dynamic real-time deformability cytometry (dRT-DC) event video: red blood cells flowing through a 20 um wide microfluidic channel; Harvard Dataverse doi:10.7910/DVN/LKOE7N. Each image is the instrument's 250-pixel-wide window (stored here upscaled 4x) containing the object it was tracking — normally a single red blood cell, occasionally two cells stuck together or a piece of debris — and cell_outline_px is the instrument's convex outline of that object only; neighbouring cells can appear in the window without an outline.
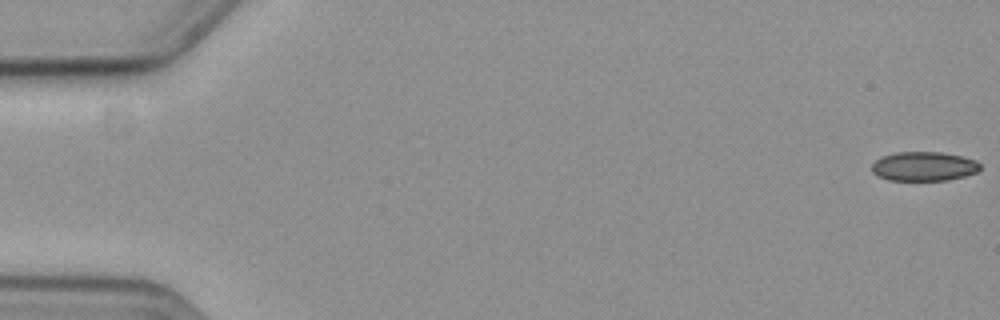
{"species": "common noctule bat (a hibernating species)", "species_latin": "Nyctalus noctula", "temperature_condition": "cold", "stored_images_in_passage": 26, "camera_frame_rate_fps": 3000, "um_per_image_px": 0.085, "animal": {"sex": "female", "body_mass_g": 19.3, "forearm_length_mm": 54.1}, "frame": {"image": 1, "passage_image": 1, "time_ms": 0.0, "image_size_px": [1000, 320], "cell_outline_px": [[980, 168], [976, 172], [964, 176], [948, 180], [888, 180], [872, 172], [872, 164], [876, 160], [884, 156], [896, 152], [944, 152], [976, 160], [980, 164]], "centroid_in_image_um": [78.54, 14.13], "position_along_channel_um": 6.5, "area_um2": 18.32}}
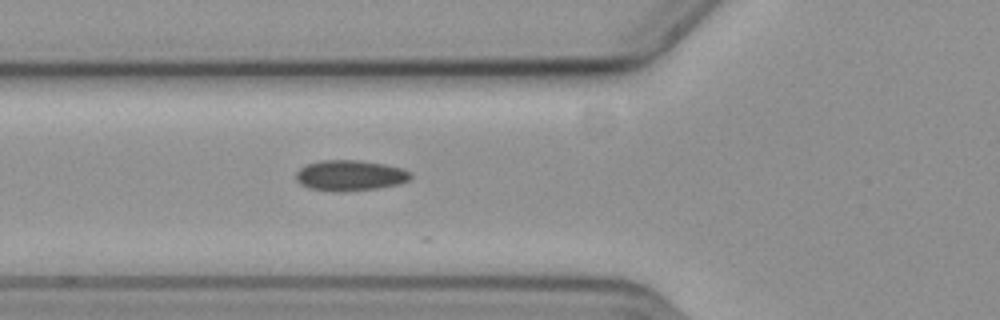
{"frame": {"image": 2, "passage_image": 22, "time_ms": 7.0, "image_size_px": [1000, 320], "cell_outline_px": [[412, 176], [408, 180], [400, 184], [380, 188], [344, 192], [332, 192], [308, 188], [300, 184], [296, 180], [296, 172], [304, 164], [320, 160], [360, 160], [384, 164], [404, 168], [412, 172]], "centroid_in_image_um": [29.75, 14.92], "position_along_channel_um": 96.0, "area_um2": 20.98}}
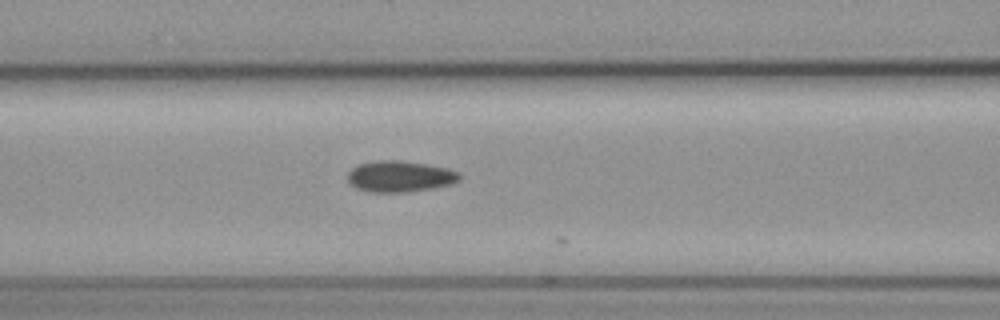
{"frame": {"image": 3, "passage_image": 25, "time_ms": 8.0, "image_size_px": [1000, 320], "cell_outline_px": [[460, 180], [452, 184], [432, 188], [404, 192], [368, 192], [356, 188], [348, 180], [348, 172], [352, 168], [360, 164], [376, 160], [396, 160], [428, 164], [448, 168], [460, 172]], "centroid_in_image_um": [34.01, 14.99], "position_along_channel_um": 132.6, "area_um2": 20.35}}